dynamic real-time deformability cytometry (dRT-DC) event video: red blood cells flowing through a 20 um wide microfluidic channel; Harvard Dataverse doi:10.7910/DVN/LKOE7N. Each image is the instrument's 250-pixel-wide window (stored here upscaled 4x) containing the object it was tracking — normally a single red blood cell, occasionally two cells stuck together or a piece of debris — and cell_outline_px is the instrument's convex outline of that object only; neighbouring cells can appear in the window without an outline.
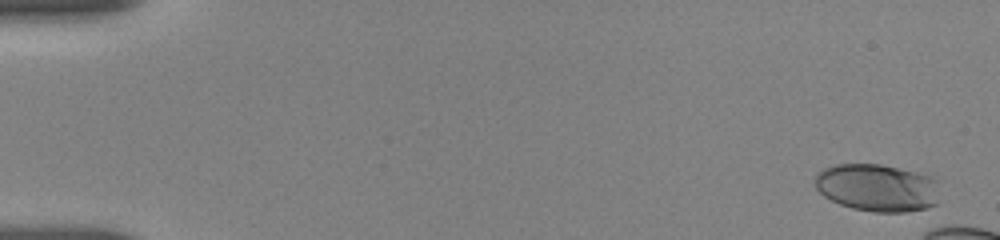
{"species": "human", "species_latin": "Homo sapiens", "temperature_condition": "room temperature", "stored_images_in_passage": 14, "camera_frame_rate_fps": 3000, "um_per_image_px": 0.085, "donor": {"sex": "female"}, "frame": {"image": 1, "passage_image": 2, "time_ms": 0.333, "image_size_px": [1000, 240], "cell_outline_px": [[936, 204], [928, 208], [908, 212], [872, 212], [852, 208], [840, 204], [824, 196], [816, 188], [816, 172], [824, 168], [836, 164], [880, 164], [916, 172], [932, 176], [936, 180]], "centroid_in_image_um": [74.55, 15.96], "position_along_channel_um": 10.5, "area_um2": 34.51}}